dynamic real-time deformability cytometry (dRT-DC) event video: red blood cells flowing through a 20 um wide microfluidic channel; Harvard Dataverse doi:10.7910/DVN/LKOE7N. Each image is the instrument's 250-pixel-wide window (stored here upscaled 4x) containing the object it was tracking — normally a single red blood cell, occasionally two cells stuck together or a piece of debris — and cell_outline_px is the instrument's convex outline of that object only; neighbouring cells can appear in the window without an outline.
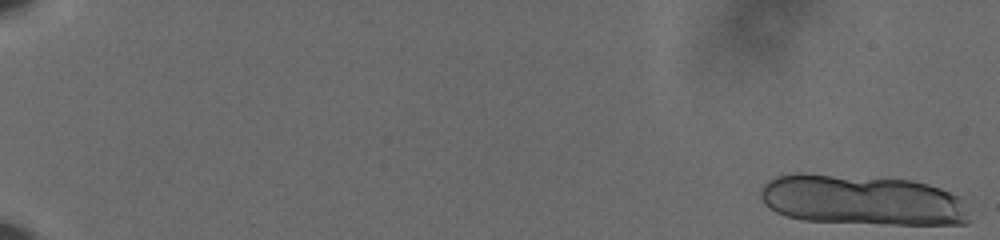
{"species": "human", "species_latin": "Homo sapiens", "temperature_condition": "cold", "stored_images_in_passage": 19, "camera_frame_rate_fps": 3000, "um_per_image_px": 0.085, "donor": {"sex": "male"}, "frame": {"image": 1, "passage_image": 1, "time_ms": 0.0, "image_size_px": [1000, 240], "cell_outline_px": [[972, 220], [964, 224], [892, 224], [804, 220], [784, 216], [768, 208], [764, 204], [760, 196], [760, 188], [772, 176], [796, 172], [800, 172], [912, 180], [928, 184], [940, 188], [960, 196]], "centroid_in_image_um": [73.24, 16.99], "position_along_channel_um": 11.8, "area_um2": 61.96}}